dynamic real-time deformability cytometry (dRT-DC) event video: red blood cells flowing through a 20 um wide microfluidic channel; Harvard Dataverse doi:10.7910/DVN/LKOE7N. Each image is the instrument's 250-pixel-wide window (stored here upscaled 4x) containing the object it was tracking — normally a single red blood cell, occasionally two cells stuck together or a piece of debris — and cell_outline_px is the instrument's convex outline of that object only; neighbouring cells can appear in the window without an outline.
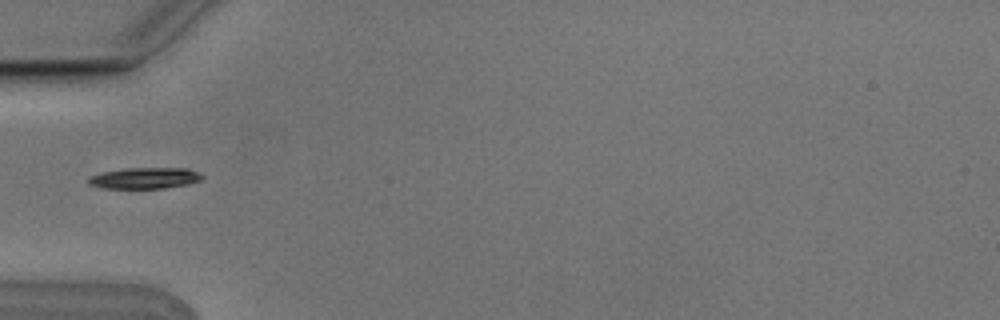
{"species": "Egyptian fruit bat (a non-hibernating species)", "species_latin": "Rousettus aegyptiacus", "temperature_condition": "cold", "stored_images_in_passage": 7, "camera_frame_rate_fps": 3000, "um_per_image_px": 0.085, "animal": {"sex": "male"}, "frame": {"image": 1, "passage_image": 4, "time_ms": 1.0, "image_size_px": [1000, 320], "cell_outline_px": [[204, 176], [200, 180], [188, 184], [164, 188], [104, 188], [88, 184], [88, 176], [100, 172], [128, 168], [188, 168]], "centroid_in_image_um": [12.27, 15.13], "position_along_channel_um": 72.7, "area_um2": 13.99}}
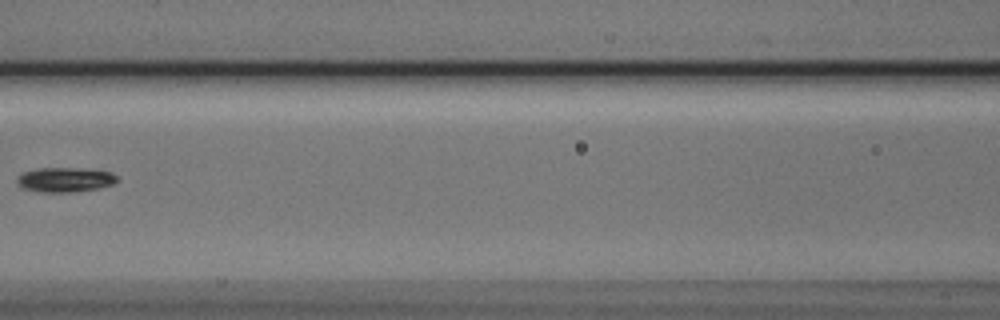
{"frame": {"image": 2, "passage_image": 6, "time_ms": 1.667, "image_size_px": [1000, 320], "cell_outline_px": [[116, 180], [112, 184], [100, 188], [72, 192], [40, 192], [24, 188], [16, 184], [16, 180], [24, 172], [40, 168], [68, 168], [108, 172], [116, 176]], "centroid_in_image_um": [5.47, 15.29], "position_along_channel_um": 161.1, "area_um2": 13.93}}
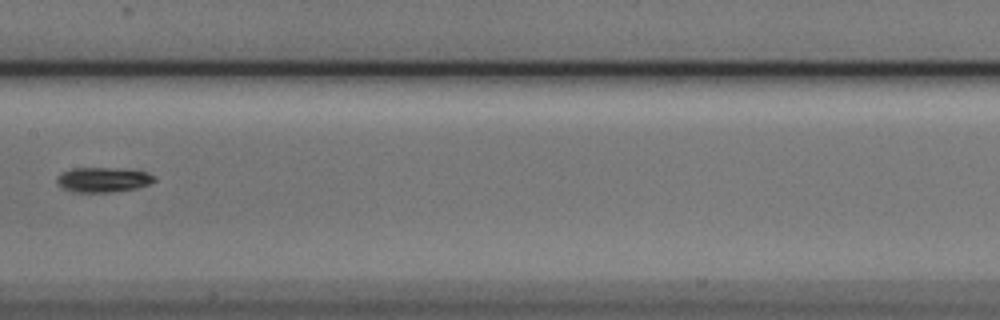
{"frame": {"image": 3, "passage_image": 7, "time_ms": 2.0, "image_size_px": [1000, 320], "cell_outline_px": [[156, 180], [152, 184], [136, 188], [108, 192], [72, 192], [64, 188], [56, 180], [56, 176], [60, 172], [72, 168], [128, 168], [148, 172], [156, 176]], "centroid_in_image_um": [8.81, 15.25], "position_along_channel_um": 198.6, "area_um2": 14.39}}